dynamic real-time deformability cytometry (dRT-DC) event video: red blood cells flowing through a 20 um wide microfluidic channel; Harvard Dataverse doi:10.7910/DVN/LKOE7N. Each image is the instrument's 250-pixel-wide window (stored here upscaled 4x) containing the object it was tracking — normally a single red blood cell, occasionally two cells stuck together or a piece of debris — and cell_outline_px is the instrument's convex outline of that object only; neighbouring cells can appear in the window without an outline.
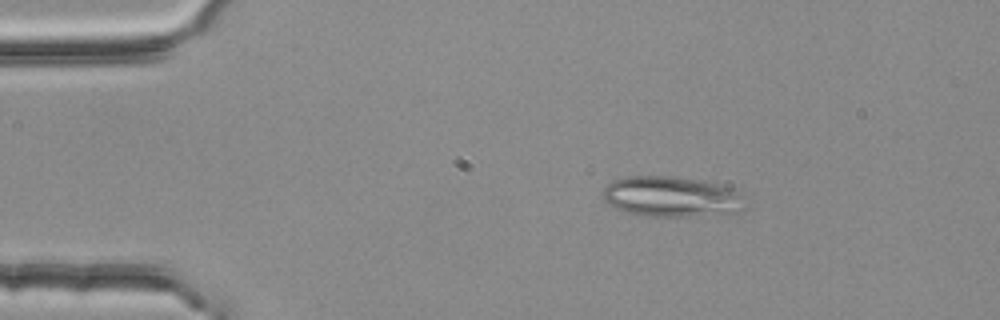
{"species": "common noctule bat (a hibernating species)", "species_latin": "Nyctalus noctula", "temperature_condition": "room temperature", "stored_images_in_passage": 2, "camera_frame_rate_fps": 3000, "um_per_image_px": 0.085, "animal": {"sex": "female", "body_mass_g": 25.1}, "frame": {"image": 1, "passage_image": 1, "time_ms": 0.0, "image_size_px": [1000, 320], "cell_outline_px": [[744, 208], [740, 212], [728, 216], [636, 216], [612, 208], [604, 200], [604, 188], [612, 180], [628, 176], [676, 176], [704, 180], [736, 188], [740, 192]], "centroid_in_image_um": [57.13, 16.74], "position_along_channel_um": 27.9, "area_um2": 34.68}}